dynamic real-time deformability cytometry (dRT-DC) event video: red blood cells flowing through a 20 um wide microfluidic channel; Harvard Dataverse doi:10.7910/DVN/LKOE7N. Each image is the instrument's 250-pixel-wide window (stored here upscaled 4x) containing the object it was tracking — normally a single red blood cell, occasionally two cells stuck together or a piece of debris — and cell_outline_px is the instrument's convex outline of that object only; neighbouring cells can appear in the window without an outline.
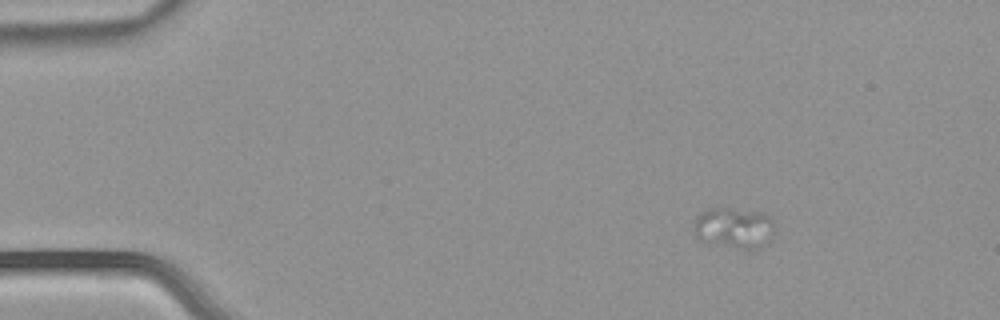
{"species": "common noctule bat (a hibernating species)", "species_latin": "Nyctalus noctula", "temperature_condition": "warm", "stored_images_in_passage": 48, "camera_frame_rate_fps": 3000, "um_per_image_px": 0.085, "animal": {"sex": "male", "body_mass_g": 21.5, "forearm_length_mm": 52.0}, "frame": {"image": 1, "passage_image": 1, "time_ms": 0.0, "image_size_px": [1000, 320], "cell_outline_px": [[772, 240], [756, 252], [752, 252], [700, 240], [696, 236], [692, 228], [692, 224], [696, 216], [700, 212], [708, 208], [728, 208], [764, 212], [772, 220]], "centroid_in_image_um": [62.39, 19.4], "position_along_channel_um": 22.6, "area_um2": 19.88}}
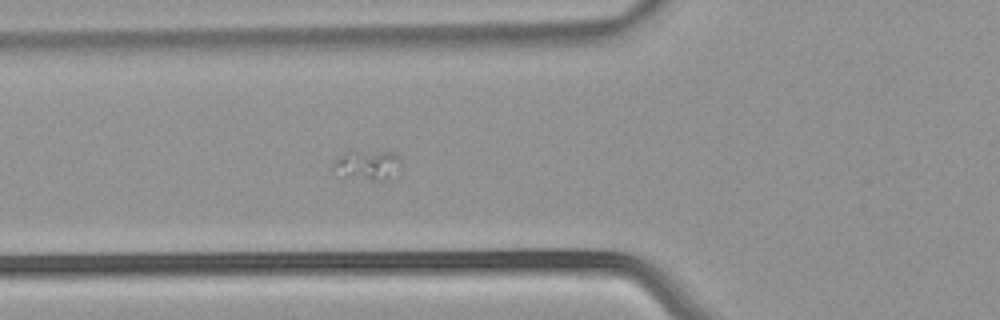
{"frame": {"image": 2, "passage_image": 14, "time_ms": 4.333, "image_size_px": [1000, 320], "cell_outline_px": [[400, 164], [388, 176], [380, 180], [372, 180], [344, 176], [332, 164], [332, 160], [344, 152], [396, 152], [400, 156]], "centroid_in_image_um": [31.2, 13.98], "position_along_channel_um": 94.6, "area_um2": 11.1}}
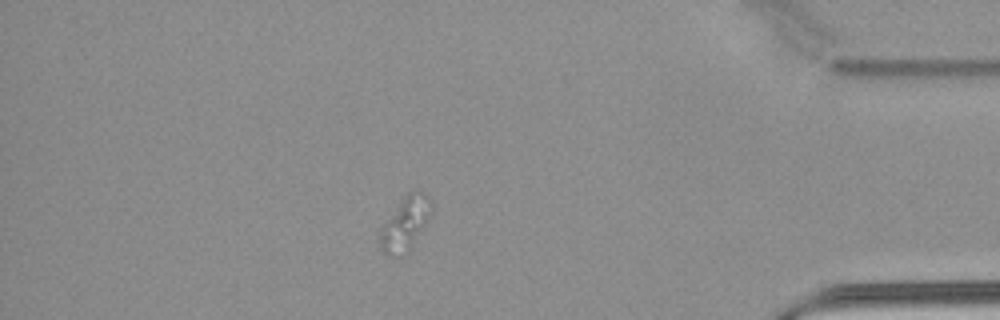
{"frame": {"image": 3, "passage_image": 41, "time_ms": 13.333, "image_size_px": [1000, 320], "cell_outline_px": [[432, 212], [404, 256], [388, 256], [380, 248], [380, 228], [404, 196], [408, 192], [420, 188], [432, 200]], "centroid_in_image_um": [34.45, 18.96], "position_along_channel_um": 400.8, "area_um2": 15.84}}